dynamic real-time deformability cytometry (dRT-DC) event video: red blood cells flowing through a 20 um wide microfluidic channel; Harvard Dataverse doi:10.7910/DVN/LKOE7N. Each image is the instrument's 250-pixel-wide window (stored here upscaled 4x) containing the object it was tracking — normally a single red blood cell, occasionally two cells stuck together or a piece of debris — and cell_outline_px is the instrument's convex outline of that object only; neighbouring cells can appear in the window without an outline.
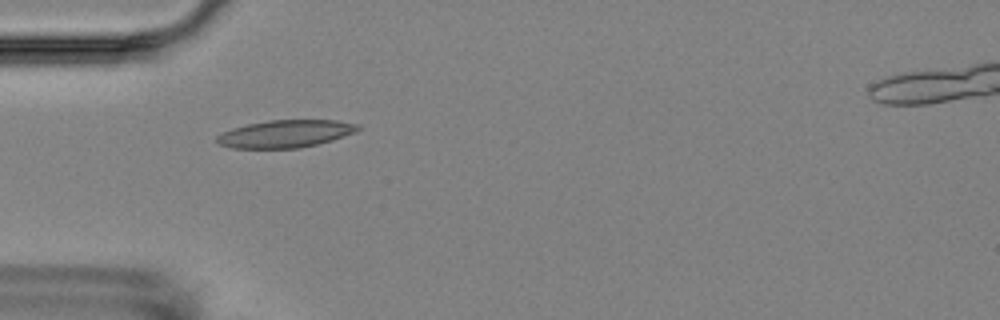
{"species": "Egyptian fruit bat (a non-hibernating species)", "species_latin": "Rousettus aegyptiacus", "temperature_condition": "room temperature", "stored_images_in_passage": 3, "camera_frame_rate_fps": 3000, "um_per_image_px": 0.085, "animal": {"sex": "female"}, "frame": {"image": 1, "passage_image": 2, "time_ms": 1.333, "image_size_px": [1000, 320], "cell_outline_px": [[360, 128], [356, 132], [332, 140], [300, 148], [232, 148], [220, 144], [216, 140], [216, 136], [220, 132], [232, 128], [248, 124], [268, 120], [336, 120], [360, 124]], "centroid_in_image_um": [24.26, 11.36], "position_along_channel_um": 60.7, "area_um2": 22.66}}
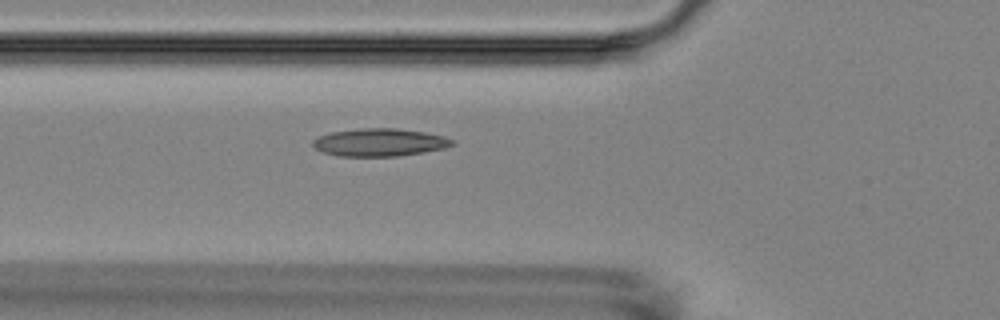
{"frame": {"image": 2, "passage_image": 3, "time_ms": 2.333, "image_size_px": [1000, 320], "cell_outline_px": [[456, 144], [444, 148], [424, 152], [396, 156], [340, 156], [324, 152], [316, 148], [312, 144], [312, 140], [320, 136], [332, 132], [360, 128], [396, 128], [424, 132], [444, 136], [452, 140]], "centroid_in_image_um": [32.28, 12.1], "position_along_channel_um": 93.5, "area_um2": 22.37}}